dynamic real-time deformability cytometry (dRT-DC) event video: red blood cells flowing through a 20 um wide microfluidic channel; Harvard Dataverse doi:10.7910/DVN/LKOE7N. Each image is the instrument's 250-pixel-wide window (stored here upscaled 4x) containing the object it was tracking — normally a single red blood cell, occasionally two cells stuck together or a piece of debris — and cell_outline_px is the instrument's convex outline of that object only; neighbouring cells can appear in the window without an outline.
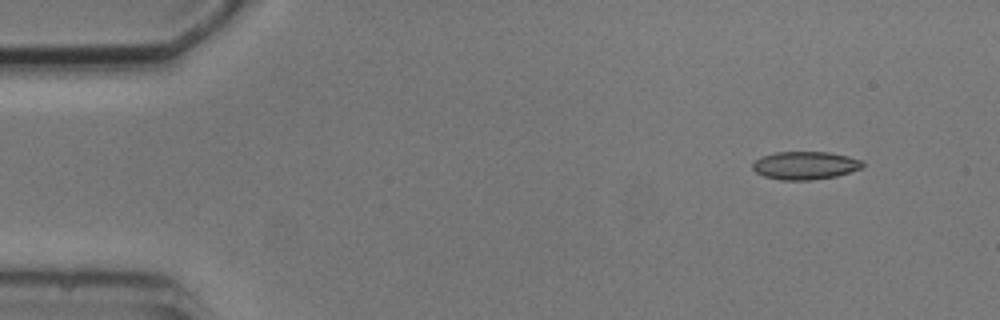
{"species": "common noctule bat (a hibernating species)", "species_latin": "Nyctalus noctula", "temperature_condition": "cold", "stored_images_in_passage": 4, "camera_frame_rate_fps": 3000, "um_per_image_px": 0.085, "animal": {"sex": "male", "body_mass_g": 20.5, "forearm_length_mm": 52.5}, "frame": {"image": 1, "passage_image": 1, "time_ms": 0.0, "image_size_px": [1000, 320], "cell_outline_px": [[864, 164], [860, 168], [836, 176], [812, 180], [780, 180], [764, 176], [756, 172], [752, 168], [752, 164], [760, 156], [776, 152], [828, 152], [848, 156], [864, 160]], "centroid_in_image_um": [68.42, 14.06], "position_along_channel_um": 16.6, "area_um2": 17.98}}
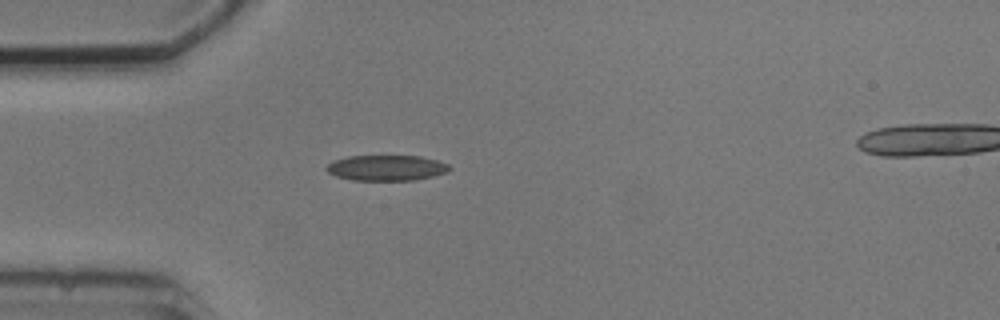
{"frame": {"image": 2, "passage_image": 3, "time_ms": 3.333, "image_size_px": [1000, 320], "cell_outline_px": [[452, 168], [448, 172], [416, 180], [352, 180], [336, 176], [328, 172], [324, 168], [332, 160], [348, 156], [420, 156], [436, 160], [448, 164]], "centroid_in_image_um": [32.83, 14.27], "position_along_channel_um": 52.2, "area_um2": 18.38}}